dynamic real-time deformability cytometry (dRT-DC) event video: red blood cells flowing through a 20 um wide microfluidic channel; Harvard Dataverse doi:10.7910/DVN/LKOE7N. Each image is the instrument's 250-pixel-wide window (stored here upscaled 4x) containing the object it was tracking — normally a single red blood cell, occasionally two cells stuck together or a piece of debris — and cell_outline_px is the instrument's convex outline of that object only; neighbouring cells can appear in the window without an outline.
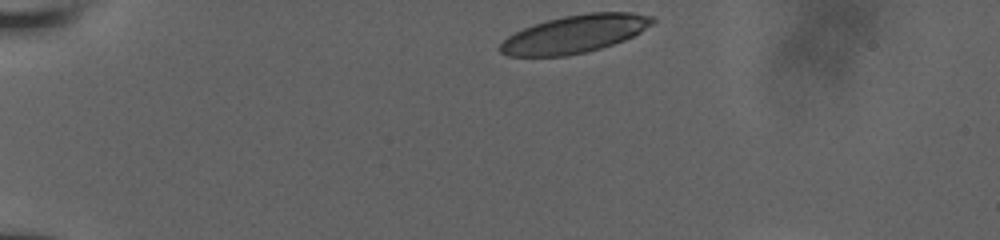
{"species": "human", "species_latin": "Homo sapiens", "temperature_condition": "room temperature", "stored_images_in_passage": 36, "camera_frame_rate_fps": 3000, "um_per_image_px": 0.085, "donor": {"sex": "male"}, "frame": {"image": 1, "passage_image": 1, "time_ms": 0.0, "image_size_px": [1000, 240], "cell_outline_px": [[656, 20], [652, 24], [640, 32], [624, 40], [600, 48], [584, 52], [564, 56], [508, 56], [500, 52], [496, 48], [508, 36], [532, 24], [564, 16], [588, 12], [632, 12], [652, 16]], "centroid_in_image_um": [48.84, 2.88], "position_along_channel_um": 36.2, "area_um2": 33.41}}
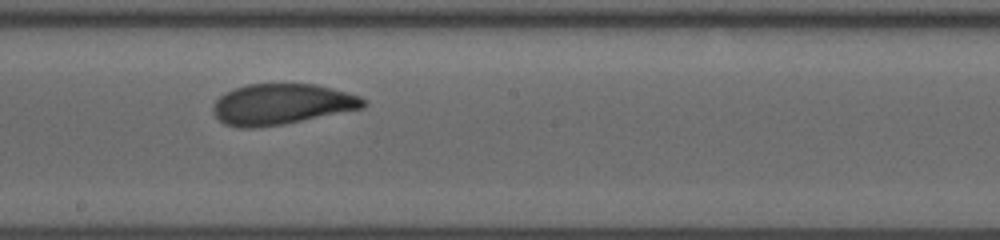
{"frame": {"image": 2, "passage_image": 21, "time_ms": 6.667, "image_size_px": [1000, 240], "cell_outline_px": [[368, 104], [364, 108], [284, 124], [256, 128], [236, 128], [224, 124], [212, 112], [212, 108], [216, 100], [220, 96], [236, 88], [248, 84], [316, 84], [332, 88], [360, 96], [368, 100]], "centroid_in_image_um": [23.97, 8.87], "position_along_channel_um": 224.2, "area_um2": 35.84}}
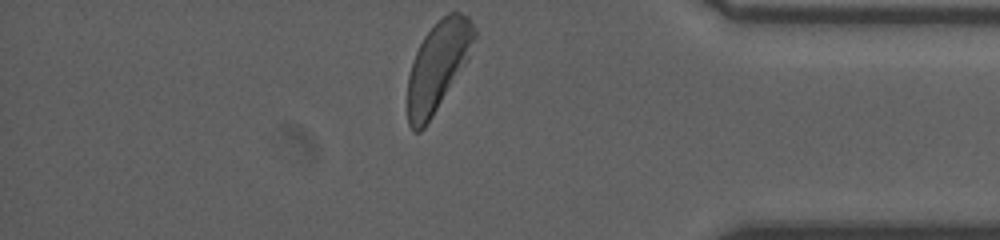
{"frame": {"image": 3, "passage_image": 36, "time_ms": 11.667, "image_size_px": [1000, 240], "cell_outline_px": [[476, 36], [468, 60], [432, 116], [424, 128], [420, 132], [412, 132], [408, 124], [408, 76], [412, 60], [424, 36], [448, 12], [460, 12], [468, 16], [476, 28]], "centroid_in_image_um": [37.22, 5.62], "position_along_channel_um": 398.0, "area_um2": 34.39}, "authors_computed_cell_mechanics": {"area_um2": 35.4314, "velocity_mm_per_s": 3.8953, "shape_relaxation_time_tau1_ms": 3.9062, "shape_relaxation_time_tau2_ms": 1.0768, "deformation_change_tau1": 0.1779, "deformation_change_tau2": 0.0714}}